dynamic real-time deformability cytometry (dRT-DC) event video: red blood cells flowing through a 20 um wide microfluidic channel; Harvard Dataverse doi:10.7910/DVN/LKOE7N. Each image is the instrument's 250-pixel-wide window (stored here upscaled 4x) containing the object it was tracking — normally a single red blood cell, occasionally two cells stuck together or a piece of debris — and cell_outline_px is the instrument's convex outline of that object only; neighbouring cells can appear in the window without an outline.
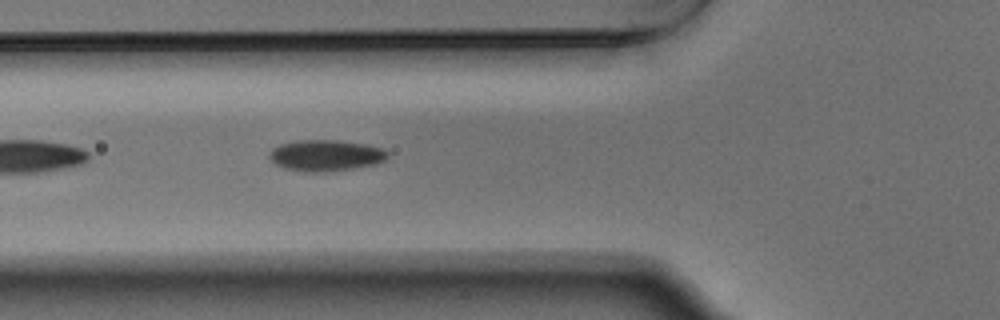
{"species": "Egyptian fruit bat (a non-hibernating species)", "species_latin": "Rousettus aegyptiacus", "temperature_condition": "warm", "stored_images_in_passage": 15, "camera_frame_rate_fps": 3000, "um_per_image_px": 0.085, "animal": {"sex": "male"}, "frame": {"image": 1, "passage_image": 5, "time_ms": 1.333, "image_size_px": [1000, 320], "cell_outline_px": [[388, 156], [384, 160], [372, 164], [352, 168], [324, 172], [304, 172], [284, 168], [276, 164], [268, 156], [268, 152], [272, 148], [280, 144], [296, 140], [340, 140], [368, 144], [380, 148], [388, 152]], "centroid_in_image_um": [27.64, 13.2], "position_along_channel_um": 98.2, "area_um2": 21.5}}
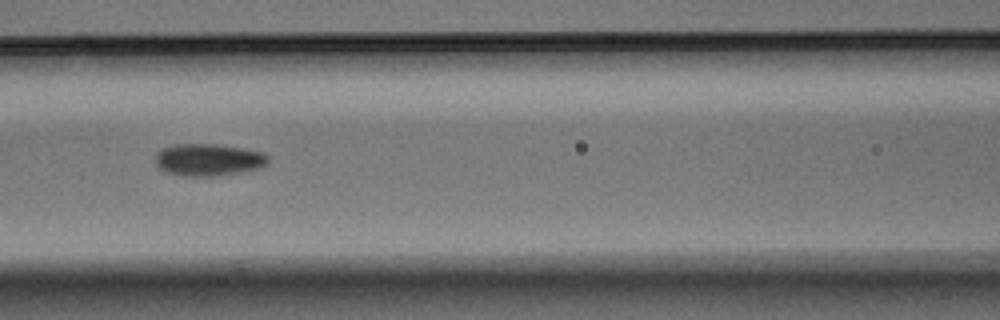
{"frame": {"image": 2, "passage_image": 9, "time_ms": 2.667, "image_size_px": [1000, 320], "cell_outline_px": [[268, 164], [260, 168], [216, 176], [180, 176], [168, 172], [160, 168], [156, 164], [156, 152], [160, 148], [176, 144], [216, 144], [244, 148], [264, 152], [268, 156]], "centroid_in_image_um": [17.72, 13.57], "position_along_channel_um": 148.9, "area_um2": 21.27}}